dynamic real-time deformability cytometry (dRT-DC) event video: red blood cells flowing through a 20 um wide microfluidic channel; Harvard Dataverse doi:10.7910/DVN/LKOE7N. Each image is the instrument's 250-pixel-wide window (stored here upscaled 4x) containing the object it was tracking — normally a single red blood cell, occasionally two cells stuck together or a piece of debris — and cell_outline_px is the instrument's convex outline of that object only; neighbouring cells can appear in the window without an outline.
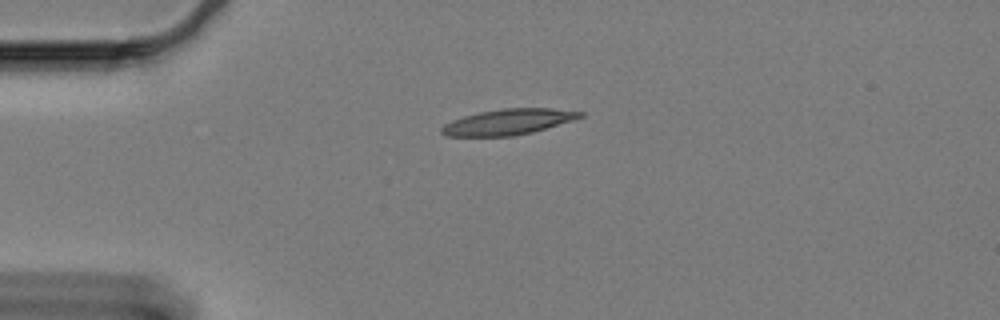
{"species": "Egyptian fruit bat (a non-hibernating species)", "species_latin": "Rousettus aegyptiacus", "temperature_condition": "cold", "stored_images_in_passage": 47, "camera_frame_rate_fps": 3000, "um_per_image_px": 0.085, "animal": {"sex": "female"}, "frame": {"image": 1, "passage_image": 1, "time_ms": 0.0, "image_size_px": [1000, 320], "cell_outline_px": [[584, 116], [572, 120], [532, 132], [512, 136], [448, 136], [440, 132], [440, 128], [444, 124], [452, 120], [464, 116], [480, 112], [504, 108], [552, 108], [584, 112]], "centroid_in_image_um": [43.18, 10.36], "position_along_channel_um": 41.8, "area_um2": 20.58}}
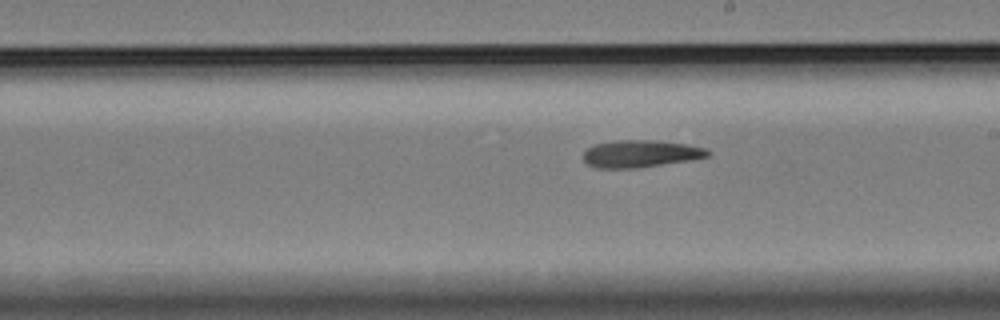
{"frame": {"image": 2, "passage_image": 21, "time_ms": 6.667, "image_size_px": [1000, 320], "cell_outline_px": [[712, 152], [708, 156], [692, 160], [636, 168], [596, 168], [588, 164], [584, 160], [584, 152], [588, 148], [596, 144], [616, 140], [652, 140], [684, 144], [704, 148]], "centroid_in_image_um": [54.45, 13.07], "position_along_channel_um": 234.6, "area_um2": 19.59}}
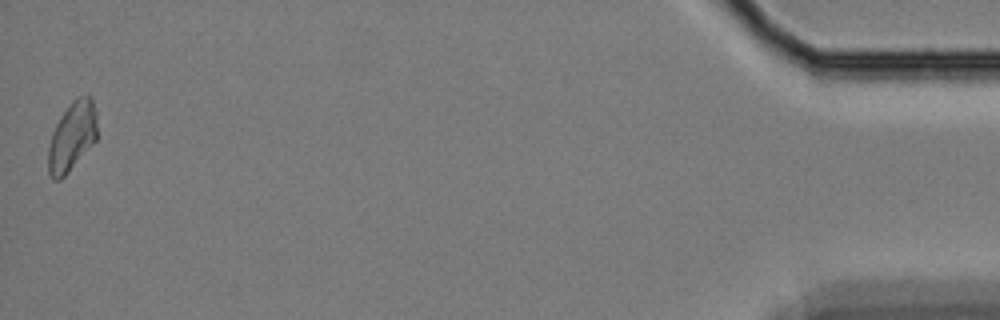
{"frame": {"image": 3, "passage_image": 47, "time_ms": 15.333, "image_size_px": [1000, 320], "cell_outline_px": [[96, 140], [68, 172], [60, 180], [52, 180], [48, 172], [48, 148], [52, 132], [60, 116], [72, 100], [76, 96], [88, 92], [92, 96], [96, 112]], "centroid_in_image_um": [6.12, 11.54], "position_along_channel_um": 429.1, "area_um2": 19.94}}